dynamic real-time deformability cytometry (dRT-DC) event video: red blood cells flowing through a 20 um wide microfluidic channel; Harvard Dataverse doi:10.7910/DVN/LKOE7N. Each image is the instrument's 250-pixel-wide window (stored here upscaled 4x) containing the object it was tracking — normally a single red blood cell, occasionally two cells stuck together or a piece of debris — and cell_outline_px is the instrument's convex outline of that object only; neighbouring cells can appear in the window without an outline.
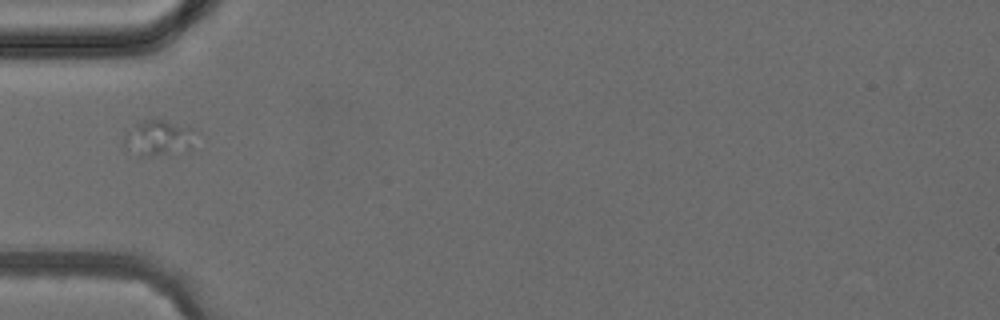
{"species": "common noctule bat (a hibernating species)", "species_latin": "Nyctalus noctula", "temperature_condition": "cold", "stored_images_in_passage": 4, "camera_frame_rate_fps": 3000, "um_per_image_px": 0.085, "animal": {"sex": "female", "body_mass_g": 24.6, "forearm_length_mm": 56.2}, "frame": {"image": 1, "passage_image": 3, "time_ms": 2.333, "image_size_px": [1000, 320], "cell_outline_px": [[204, 136], [188, 152], [148, 156], [140, 156], [132, 132], [136, 124], [148, 120], [164, 120], [200, 132]], "centroid_in_image_um": [13.94, 11.73], "position_along_channel_um": 71.1, "area_um2": 13.7}}